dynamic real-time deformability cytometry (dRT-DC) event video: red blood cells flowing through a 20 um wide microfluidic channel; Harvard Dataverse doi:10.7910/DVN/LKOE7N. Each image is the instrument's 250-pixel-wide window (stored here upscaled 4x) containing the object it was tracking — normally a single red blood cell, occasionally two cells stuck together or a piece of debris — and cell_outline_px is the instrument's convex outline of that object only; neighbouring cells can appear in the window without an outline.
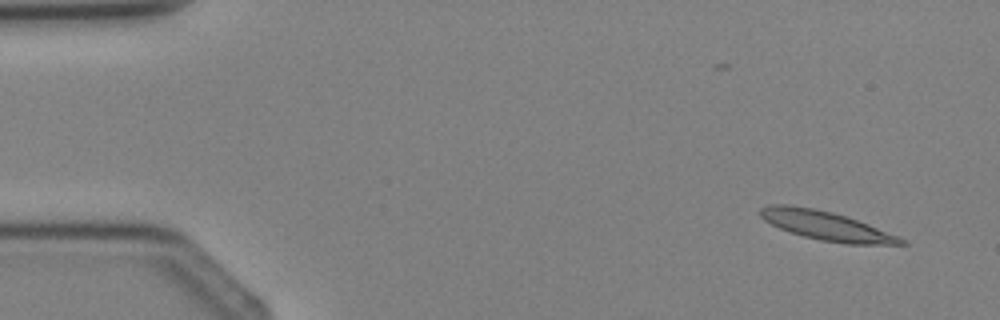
{"species": "Egyptian fruit bat (a non-hibernating species)", "species_latin": "Rousettus aegyptiacus", "temperature_condition": "cold", "stored_images_in_passage": 4, "segment_of_instrument_passage": [2, 2], "camera_frame_rate_fps": 3000, "um_per_image_px": 0.085, "animal": {"sex": "female"}, "frame": {"image": 1, "passage_image": 4, "time_ms": 3.667, "image_size_px": [1000, 320], "cell_outline_px": [[908, 244], [848, 244], [820, 240], [804, 236], [780, 228], [764, 220], [760, 216], [760, 208], [768, 204], [788, 204], [812, 208], [832, 212], [868, 224], [900, 236], [908, 240]], "centroid_in_image_um": [70.25, 19.18], "position_along_channel_um": 14.8, "area_um2": 23.58}}